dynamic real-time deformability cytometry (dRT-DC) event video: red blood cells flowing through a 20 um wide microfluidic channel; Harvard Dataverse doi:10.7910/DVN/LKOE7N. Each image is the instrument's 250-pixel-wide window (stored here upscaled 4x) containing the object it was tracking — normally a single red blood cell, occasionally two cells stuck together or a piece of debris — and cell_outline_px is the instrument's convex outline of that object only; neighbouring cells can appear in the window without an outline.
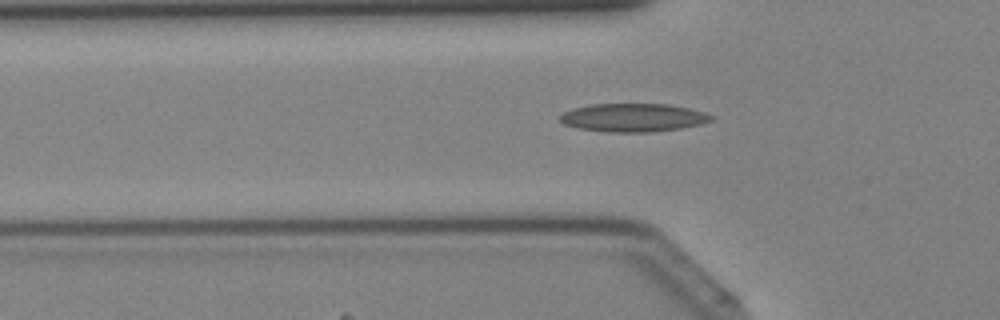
{"species": "Egyptian fruit bat (a non-hibernating species)", "species_latin": "Rousettus aegyptiacus", "temperature_condition": "cold", "stored_images_in_passage": 21, "camera_frame_rate_fps": 3000, "um_per_image_px": 0.085, "animal": {"sex": "female"}, "frame": {"image": 1, "passage_image": 14, "time_ms": 4.333, "image_size_px": [1000, 320], "cell_outline_px": [[716, 116], [712, 120], [700, 124], [680, 128], [652, 132], [608, 132], [576, 128], [564, 124], [556, 116], [572, 108], [592, 104], [668, 104], [688, 108], [704, 112]], "centroid_in_image_um": [53.79, 9.99], "position_along_channel_um": 72.0, "area_um2": 25.09}}
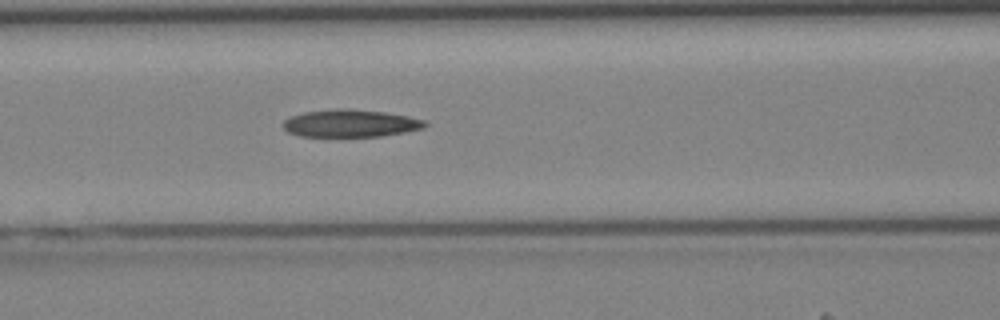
{"frame": {"image": 2, "passage_image": 18, "time_ms": 5.667, "image_size_px": [1000, 320], "cell_outline_px": [[428, 124], [424, 128], [404, 132], [380, 136], [300, 136], [288, 132], [280, 124], [284, 120], [292, 116], [304, 112], [336, 108], [340, 108], [384, 112], [408, 116], [424, 120]], "centroid_in_image_um": [29.77, 10.48], "position_along_channel_um": 136.8, "area_um2": 22.6}}
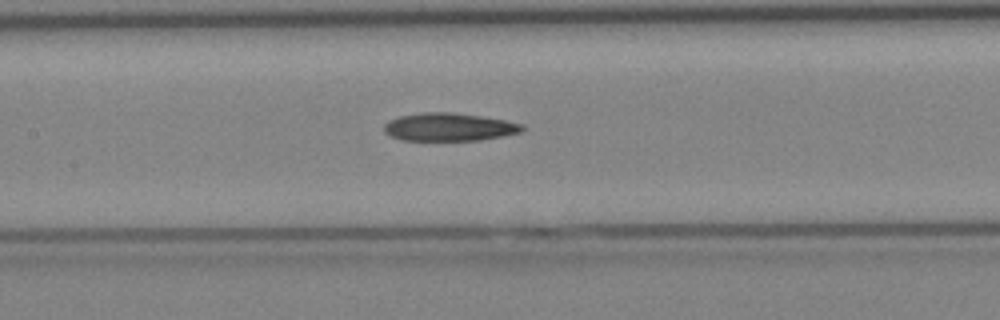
{"frame": {"image": 3, "passage_image": 20, "time_ms": 6.333, "image_size_px": [1000, 320], "cell_outline_px": [[524, 128], [520, 132], [480, 140], [400, 140], [384, 132], [384, 124], [388, 120], [400, 116], [424, 112], [452, 112], [480, 116], [504, 120], [524, 124]], "centroid_in_image_um": [38.14, 10.79], "position_along_channel_um": 169.3, "area_um2": 22.37}}